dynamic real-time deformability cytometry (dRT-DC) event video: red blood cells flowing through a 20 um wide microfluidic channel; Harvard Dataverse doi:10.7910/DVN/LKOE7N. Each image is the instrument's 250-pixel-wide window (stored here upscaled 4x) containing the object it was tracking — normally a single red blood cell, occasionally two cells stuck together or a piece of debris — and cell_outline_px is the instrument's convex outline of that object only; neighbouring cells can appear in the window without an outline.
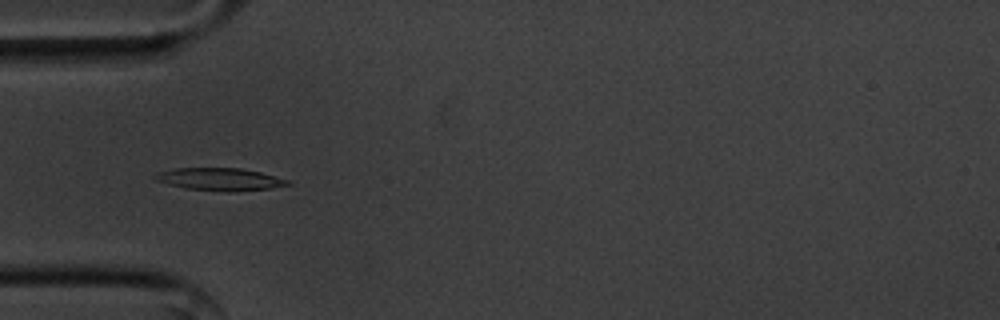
{"species": "common noctule bat (a hibernating species)", "species_latin": "Nyctalus noctula", "temperature_condition": "cold", "stored_images_in_passage": 44, "camera_frame_rate_fps": 3000, "um_per_image_px": 0.085, "animal": {"sex": "male", "body_mass_g": 20.1, "forearm_length_mm": 53.5}, "frame": {"image": 1, "passage_image": 6, "time_ms": 1.667, "image_size_px": [1000, 320], "cell_outline_px": [[292, 184], [268, 188], [236, 192], [228, 192], [184, 188], [168, 184], [156, 180], [152, 176], [156, 172], [176, 168], [240, 168], [260, 172], [288, 180]], "centroid_in_image_um": [18.64, 15.24], "position_along_channel_um": 66.4, "area_um2": 17.4}}
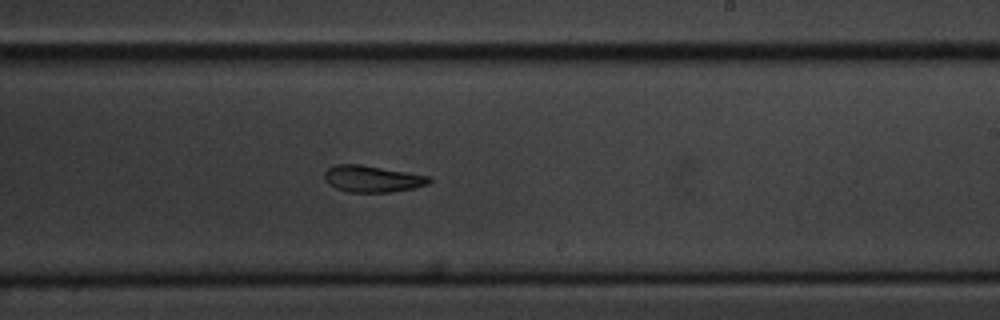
{"frame": {"image": 2, "passage_image": 22, "time_ms": 7.0, "image_size_px": [1000, 320], "cell_outline_px": [[432, 180], [428, 184], [412, 188], [388, 192], [348, 192], [336, 188], [328, 184], [324, 180], [324, 172], [328, 168], [336, 164], [360, 164], [432, 176]], "centroid_in_image_um": [31.63, 15.19], "position_along_channel_um": 257.4, "area_um2": 16.3}}
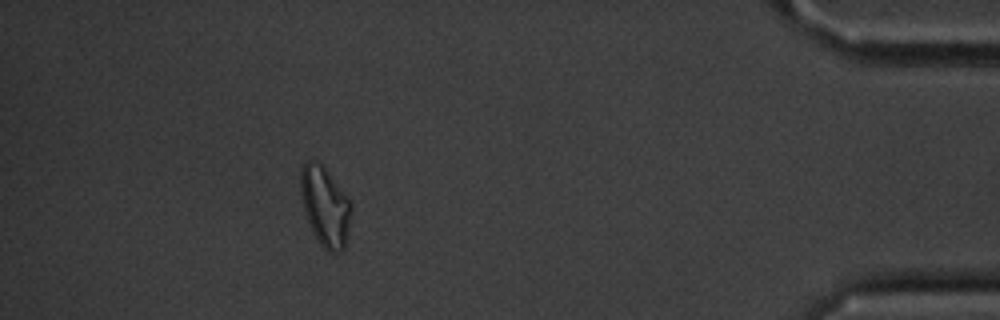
{"frame": {"image": 3, "passage_image": 39, "time_ms": 12.667, "image_size_px": [1000, 320], "cell_outline_px": [[352, 208], [344, 248], [340, 252], [328, 252], [320, 244], [308, 220], [304, 208], [300, 192], [300, 168], [308, 160], [316, 160], [324, 168], [348, 200]], "centroid_in_image_um": [27.61, 17.54], "position_along_channel_um": 407.6, "area_um2": 22.66}, "authors_computed_cell_mechanics": {"area_um2": 17.2533, "velocity_mm_per_s": 3.5825, "shape_relaxation_time_tau1_ms": 4.8185, "shape_relaxation_time_tau2_ms": 9.5116, "deformation_change_tau1": 0.1456, "deformation_change_tau2": 0.1847}}